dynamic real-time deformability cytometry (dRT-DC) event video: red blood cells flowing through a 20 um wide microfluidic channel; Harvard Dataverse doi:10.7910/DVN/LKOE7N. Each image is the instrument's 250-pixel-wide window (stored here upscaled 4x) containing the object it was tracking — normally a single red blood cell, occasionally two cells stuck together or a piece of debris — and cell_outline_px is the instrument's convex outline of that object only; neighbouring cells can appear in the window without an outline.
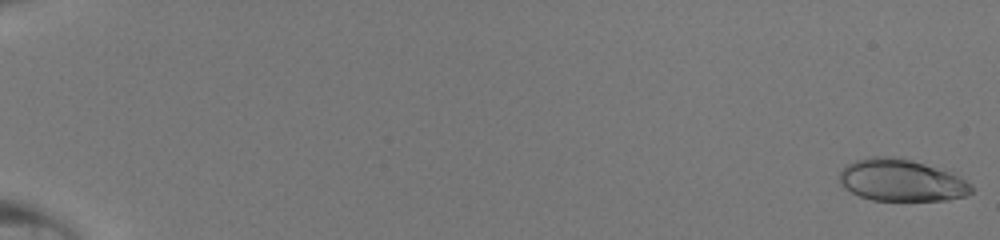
{"species": "human", "species_latin": "Homo sapiens", "temperature_condition": "room temperature", "stored_images_in_passage": 51, "camera_frame_rate_fps": 3000, "um_per_image_px": 0.085, "donor": {"sex": "male"}, "frame": {"image": 1, "passage_image": 1, "time_ms": 0.0, "image_size_px": [1000, 240], "cell_outline_px": [[972, 192], [964, 196], [948, 200], [872, 200], [860, 196], [844, 188], [840, 184], [840, 172], [848, 164], [856, 160], [872, 156], [892, 156], [912, 160], [952, 172], [972, 184]], "centroid_in_image_um": [76.63, 15.32], "position_along_channel_um": 8.4, "area_um2": 32.25}}
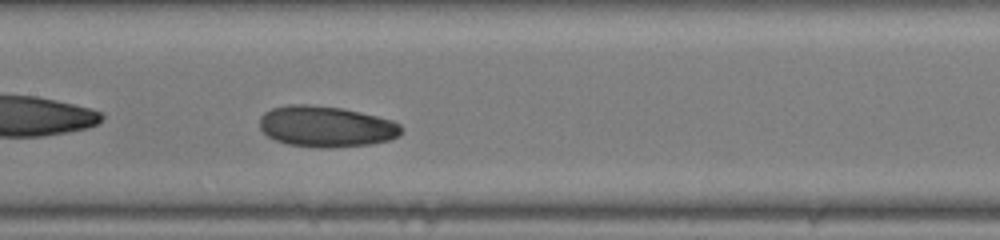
{"frame": {"image": 2, "passage_image": 29, "time_ms": 9.333, "image_size_px": [1000, 240], "cell_outline_px": [[404, 128], [400, 136], [388, 140], [372, 144], [328, 148], [320, 148], [288, 144], [276, 140], [268, 136], [260, 128], [260, 116], [264, 112], [272, 108], [288, 104], [308, 104], [340, 108], [360, 112], [392, 120], [400, 124]], "centroid_in_image_um": [27.73, 10.75], "position_along_channel_um": 179.7, "area_um2": 33.99}}
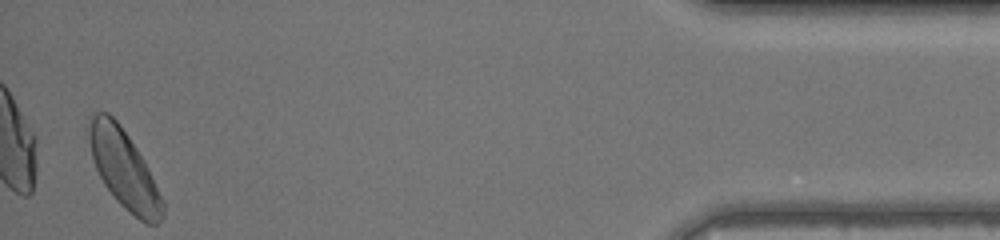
{"frame": {"image": 3, "passage_image": 50, "time_ms": 16.333, "image_size_px": [1000, 240], "cell_outline_px": [[164, 216], [156, 224], [144, 224], [124, 208], [116, 200], [104, 184], [96, 168], [92, 156], [88, 140], [88, 116], [96, 112], [108, 112], [120, 124], [136, 148], [148, 168], [164, 200]], "centroid_in_image_um": [10.53, 14.38], "position_along_channel_um": 424.7, "area_um2": 33.7}}